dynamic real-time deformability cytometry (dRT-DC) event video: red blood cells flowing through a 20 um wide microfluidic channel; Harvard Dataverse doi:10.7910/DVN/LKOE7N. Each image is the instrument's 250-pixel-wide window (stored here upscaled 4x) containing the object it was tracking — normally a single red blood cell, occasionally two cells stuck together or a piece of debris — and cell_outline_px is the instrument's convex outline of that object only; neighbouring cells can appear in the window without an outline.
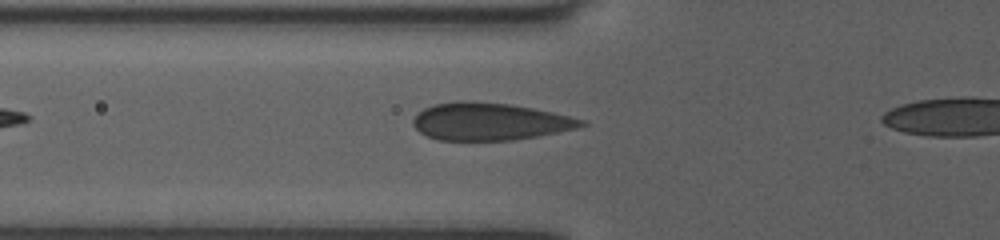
{"species": "human", "species_latin": "Homo sapiens", "temperature_condition": "room temperature", "stored_images_in_passage": 4, "camera_frame_rate_fps": 3000, "um_per_image_px": 0.085, "donor": {"sex": "female"}, "frame": {"image": 1, "passage_image": 4, "time_ms": 1.0, "image_size_px": [1000, 240], "cell_outline_px": [[588, 124], [576, 128], [536, 136], [512, 140], [440, 140], [428, 136], [420, 132], [412, 124], [412, 120], [424, 108], [432, 104], [464, 100], [472, 100], [508, 104], [532, 108], [552, 112], [584, 120]], "centroid_in_image_um": [41.59, 10.32], "position_along_channel_um": 84.2, "area_um2": 36.41}}